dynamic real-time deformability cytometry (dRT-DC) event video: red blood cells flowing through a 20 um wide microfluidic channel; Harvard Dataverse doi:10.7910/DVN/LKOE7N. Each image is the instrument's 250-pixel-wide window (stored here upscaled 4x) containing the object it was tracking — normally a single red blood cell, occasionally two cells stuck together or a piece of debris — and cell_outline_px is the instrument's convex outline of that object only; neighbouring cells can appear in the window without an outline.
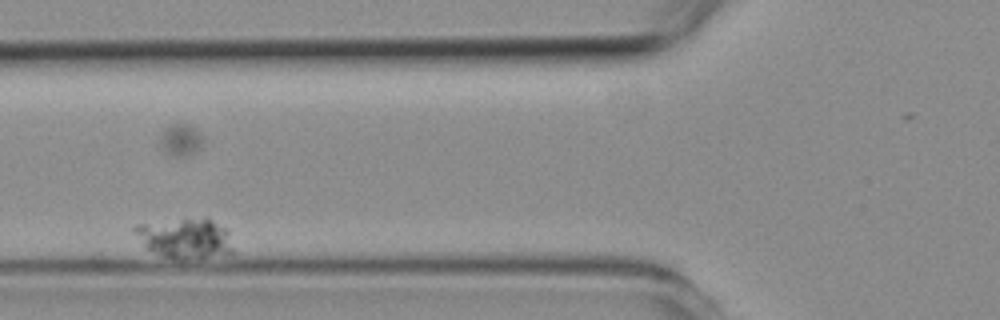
{"species": "common noctule bat (a hibernating species)", "species_latin": "Nyctalus noctula", "temperature_condition": "room temperature", "stored_images_in_passage": 10, "camera_frame_rate_fps": 3000, "um_per_image_px": 0.085, "animal": {"sex": "female", "body_mass_g": 19.3, "forearm_length_mm": 54.1}, "frame": {"image": 1, "passage_image": 3, "time_ms": 2.333, "image_size_px": [1000, 320], "cell_outline_px": [[232, 252], [204, 256], [160, 256], [144, 248], [132, 232], [132, 228], [136, 224], [204, 216], [208, 216], [228, 228], [232, 248]], "centroid_in_image_um": [15.68, 20.16], "position_along_channel_um": 110.1, "area_um2": 22.89}}
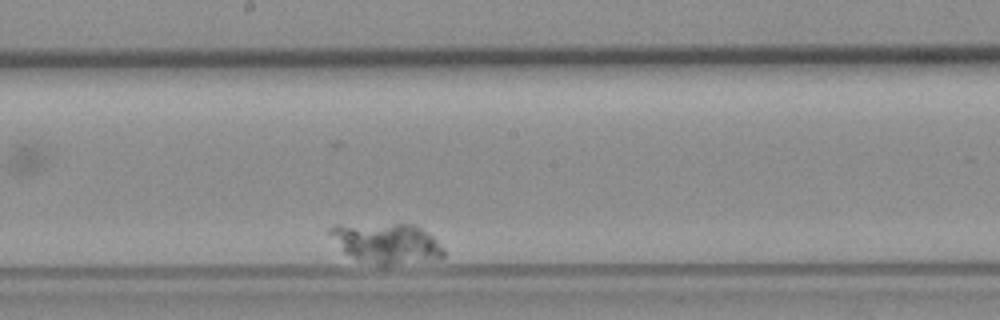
{"frame": {"image": 2, "passage_image": 7, "time_ms": 7.0, "image_size_px": [1000, 320], "cell_outline_px": [[444, 256], [440, 260], [388, 264], [380, 264], [360, 260], [344, 252], [324, 232], [328, 228], [336, 224], [416, 224], [432, 236], [444, 248]], "centroid_in_image_um": [32.84, 20.64], "position_along_channel_um": 215.4, "area_um2": 26.82}}
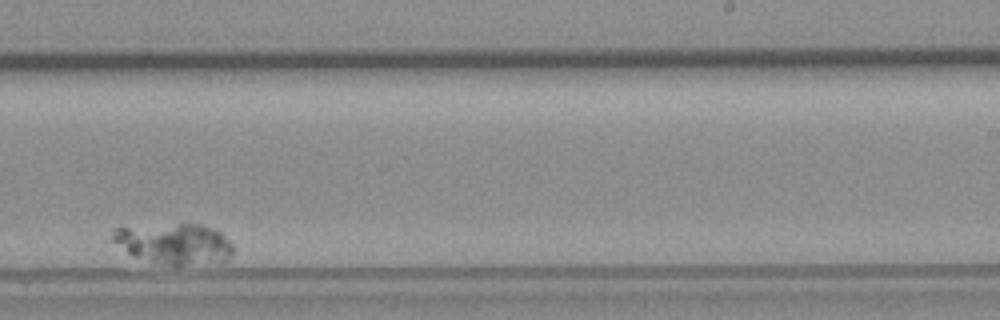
{"frame": {"image": 3, "passage_image": 9, "time_ms": 9.333, "image_size_px": [1000, 320], "cell_outline_px": [[232, 256], [228, 260], [184, 264], [160, 264], [132, 256], [112, 240], [112, 228], [180, 224], [200, 224], [216, 228], [232, 244]], "centroid_in_image_um": [14.8, 20.7], "position_along_channel_um": 274.2, "area_um2": 28.15}}